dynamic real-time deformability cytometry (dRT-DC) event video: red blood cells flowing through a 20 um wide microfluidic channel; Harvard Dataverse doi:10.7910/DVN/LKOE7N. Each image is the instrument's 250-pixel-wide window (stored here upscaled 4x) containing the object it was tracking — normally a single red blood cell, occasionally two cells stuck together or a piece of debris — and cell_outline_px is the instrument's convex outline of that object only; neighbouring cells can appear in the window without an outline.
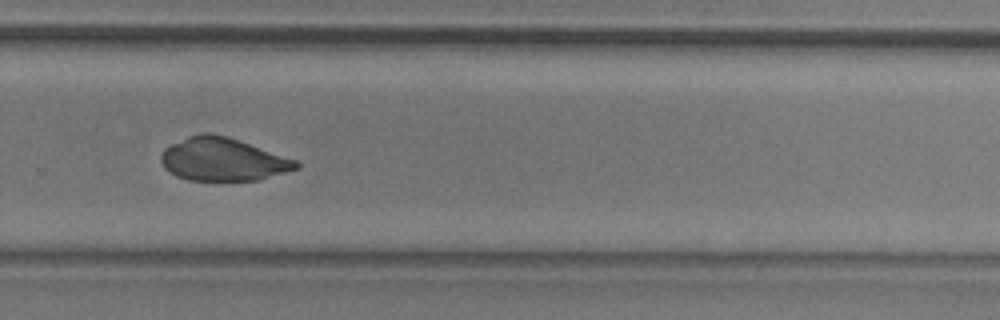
{"species": "common noctule bat (a hibernating species)", "species_latin": "Nyctalus noctula", "temperature_condition": "room temperature", "stored_images_in_passage": 41, "camera_frame_rate_fps": 3000, "um_per_image_px": 0.085, "animal": {"sex": "male", "body_mass_g": 20.5, "forearm_length_mm": 52.5}, "frame": {"image": 1, "passage_image": 28, "time_ms": 9.0, "image_size_px": [1000, 320], "cell_outline_px": [[300, 168], [260, 180], [188, 180], [176, 176], [164, 168], [160, 160], [160, 156], [164, 148], [188, 136], [204, 132], [208, 132], [224, 136], [296, 160], [300, 164]], "centroid_in_image_um": [18.91, 13.56], "position_along_channel_um": 310.9, "area_um2": 33.52}}
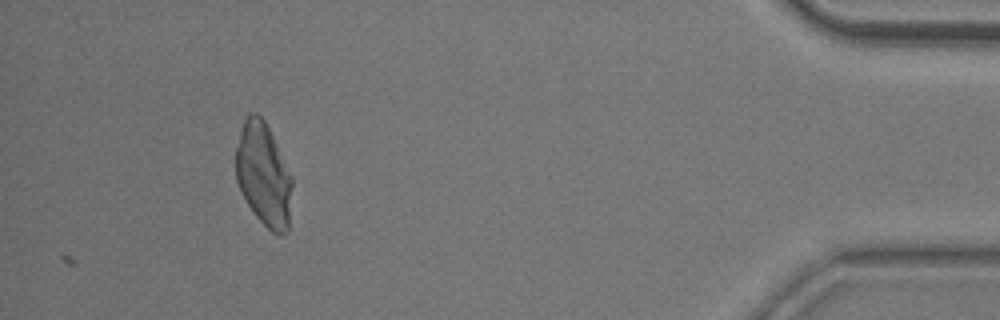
{"frame": {"image": 2, "passage_image": 41, "time_ms": 13.333, "image_size_px": [1000, 320], "cell_outline_px": [[292, 184], [288, 232], [280, 236], [276, 236], [256, 216], [240, 192], [236, 180], [236, 148], [240, 132], [244, 120], [248, 112], [256, 112], [264, 120], [292, 176]], "centroid_in_image_um": [22.4, 14.87], "position_along_channel_um": 412.8, "area_um2": 33.81}}